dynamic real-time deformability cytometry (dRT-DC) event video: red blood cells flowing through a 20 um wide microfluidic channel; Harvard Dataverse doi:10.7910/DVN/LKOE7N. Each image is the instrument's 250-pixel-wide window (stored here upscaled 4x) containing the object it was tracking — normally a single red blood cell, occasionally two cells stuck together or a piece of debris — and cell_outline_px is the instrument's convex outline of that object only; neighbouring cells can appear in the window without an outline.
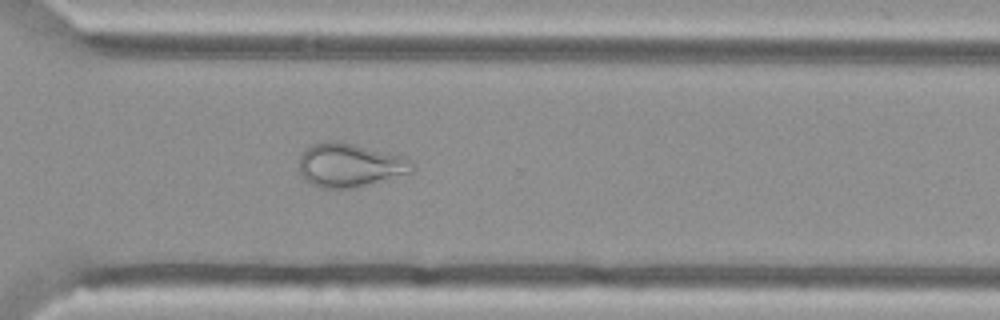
{"species": "Egyptian fruit bat (a non-hibernating species)", "species_latin": "Rousettus aegyptiacus", "temperature_condition": "cold", "stored_images_in_passage": 55, "camera_frame_rate_fps": 3000, "um_per_image_px": 0.085, "animal": {"sex": "female"}, "frame": {"image": 1, "passage_image": 40, "time_ms": 13.0, "image_size_px": [1000, 320], "cell_outline_px": [[416, 168], [412, 172], [356, 188], [320, 188], [304, 180], [300, 176], [300, 156], [304, 148], [312, 144], [324, 140], [336, 140], [408, 156], [412, 160]], "centroid_in_image_um": [29.75, 14.02], "position_along_channel_um": 340.8, "area_um2": 29.48}}